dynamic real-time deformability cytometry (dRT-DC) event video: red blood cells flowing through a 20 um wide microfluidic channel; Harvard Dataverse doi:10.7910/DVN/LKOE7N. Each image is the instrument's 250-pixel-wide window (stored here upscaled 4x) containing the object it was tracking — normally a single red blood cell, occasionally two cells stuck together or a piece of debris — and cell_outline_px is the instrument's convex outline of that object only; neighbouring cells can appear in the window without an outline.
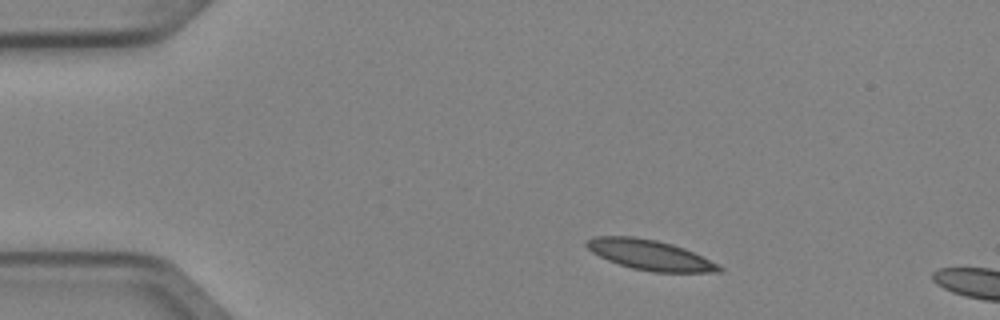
{"species": "Egyptian fruit bat (a non-hibernating species)", "species_latin": "Rousettus aegyptiacus", "temperature_condition": "cold", "stored_images_in_passage": 3, "camera_frame_rate_fps": 3000, "um_per_image_px": 0.085, "animal": {"sex": "female"}, "frame": {"image": 1, "passage_image": 1, "time_ms": 0.0, "image_size_px": [1000, 320], "cell_outline_px": [[724, 272], [652, 272], [632, 268], [608, 260], [592, 252], [584, 244], [584, 240], [596, 236], [632, 236], [656, 240], [672, 244], [684, 248], [720, 264], [724, 268]], "centroid_in_image_um": [55.27, 21.67], "position_along_channel_um": 29.7, "area_um2": 23.35}}